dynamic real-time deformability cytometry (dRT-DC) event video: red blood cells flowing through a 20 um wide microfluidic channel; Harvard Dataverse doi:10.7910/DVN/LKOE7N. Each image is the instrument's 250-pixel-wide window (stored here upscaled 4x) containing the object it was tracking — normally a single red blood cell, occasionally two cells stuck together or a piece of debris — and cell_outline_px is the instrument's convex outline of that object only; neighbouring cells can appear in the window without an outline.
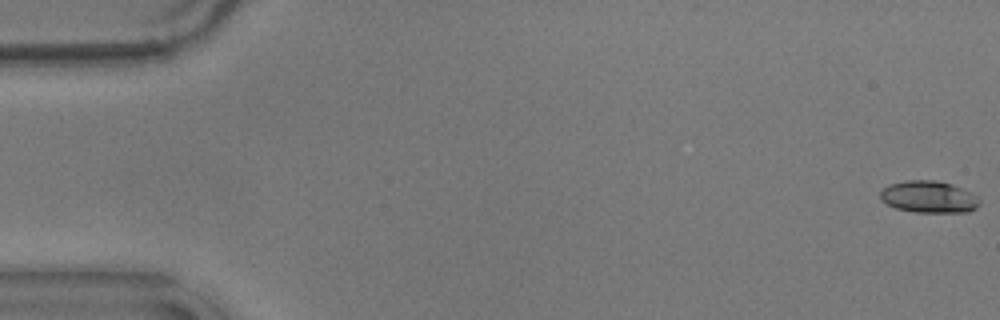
{"species": "common noctule bat (a hibernating species)", "species_latin": "Nyctalus noctula", "temperature_condition": "warm", "stored_images_in_passage": 57, "camera_frame_rate_fps": 3000, "um_per_image_px": 0.085, "animal": {"sex": "male", "body_mass_g": 17.9}, "frame": {"image": 1, "passage_image": 1, "time_ms": 0.0, "image_size_px": [1000, 320], "cell_outline_px": [[980, 204], [976, 208], [968, 212], [916, 212], [896, 208], [880, 200], [880, 192], [888, 184], [908, 180], [936, 180], [952, 184], [976, 196], [980, 200]], "centroid_in_image_um": [78.93, 16.73], "position_along_channel_um": 6.1, "area_um2": 18.38}}
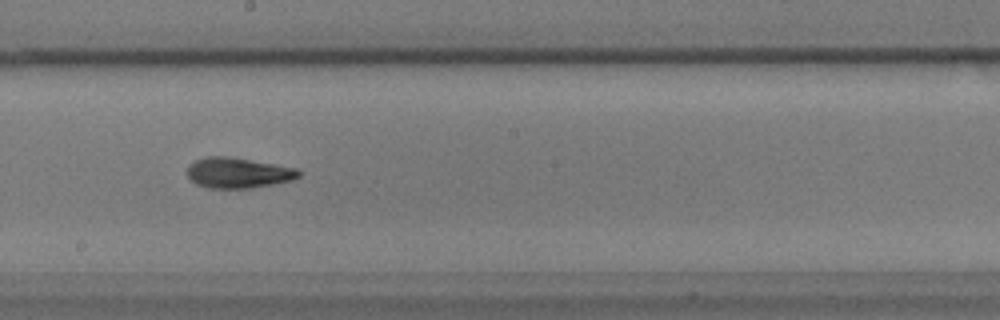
{"frame": {"image": 2, "passage_image": 32, "time_ms": 10.333, "image_size_px": [1000, 320], "cell_outline_px": [[300, 176], [292, 180], [252, 188], [208, 188], [196, 184], [188, 176], [188, 164], [204, 156], [228, 156], [300, 168]], "centroid_in_image_um": [20.25, 14.68], "position_along_channel_um": 227.9, "area_um2": 19.94}}
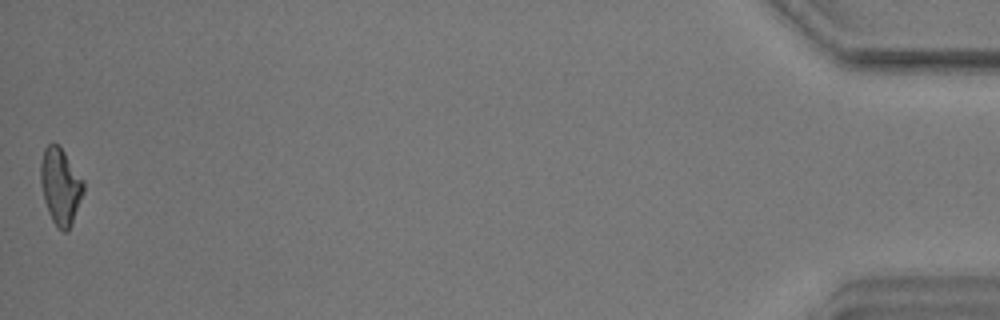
{"frame": {"image": 3, "passage_image": 57, "time_ms": 18.667, "image_size_px": [1000, 320], "cell_outline_px": [[84, 192], [72, 224], [68, 232], [64, 232], [52, 220], [48, 212], [44, 200], [40, 184], [40, 160], [44, 148], [48, 144], [56, 144], [64, 152], [84, 180]], "centroid_in_image_um": [5.13, 15.84], "position_along_channel_um": 430.1, "area_um2": 19.13}, "authors_computed_cell_mechanics": {"area_um2": 19.1318, "velocity_mm_per_s": 3.5755, "shape_relaxation_time_tau1_ms": 4.9998, "shape_relaxation_time_tau2_ms": 3.4155, "deformation_change_tau1": 0.1673, "deformation_change_tau2": 0.118}}